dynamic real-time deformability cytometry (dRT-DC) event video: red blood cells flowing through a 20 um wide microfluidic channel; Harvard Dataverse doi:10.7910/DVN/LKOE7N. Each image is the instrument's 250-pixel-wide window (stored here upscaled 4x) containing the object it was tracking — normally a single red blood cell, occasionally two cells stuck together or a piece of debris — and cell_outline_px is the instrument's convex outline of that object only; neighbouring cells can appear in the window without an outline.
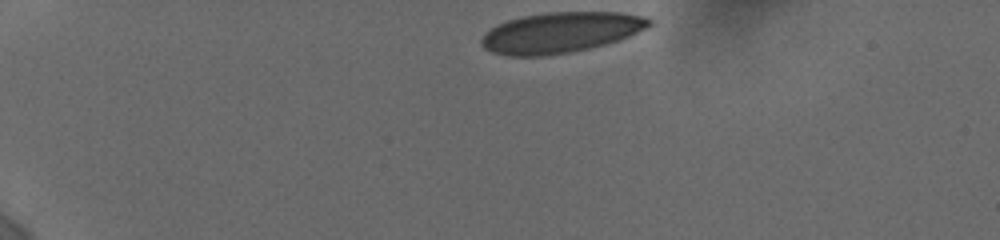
{"species": "human", "species_latin": "Homo sapiens", "temperature_condition": "cold", "stored_images_in_passage": 17, "camera_frame_rate_fps": 3000, "um_per_image_px": 0.085, "donor": {"sex": "female"}, "frame": {"image": 1, "passage_image": 1, "time_ms": 0.0, "image_size_px": [1000, 240], "cell_outline_px": [[652, 24], [648, 28], [628, 36], [604, 44], [588, 48], [568, 52], [544, 56], [508, 56], [492, 52], [484, 48], [480, 44], [480, 40], [484, 32], [488, 28], [496, 24], [508, 20], [524, 16], [548, 12], [620, 12], [644, 16], [652, 20]], "centroid_in_image_um": [47.61, 2.75], "position_along_channel_um": 37.4, "area_um2": 39.71}}
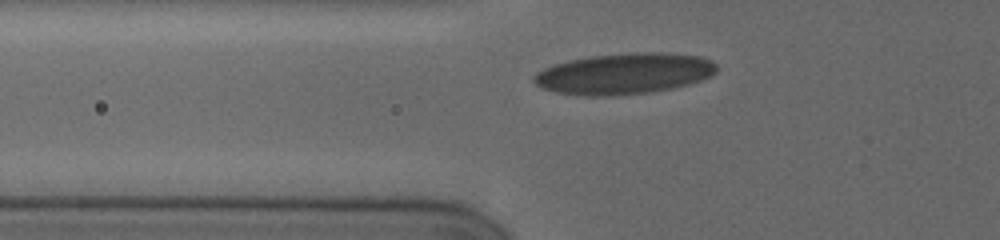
{"frame": {"image": 2, "passage_image": 16, "time_ms": 3.0, "image_size_px": [1000, 240], "cell_outline_px": [[716, 72], [712, 76], [688, 84], [672, 88], [648, 92], [608, 96], [588, 96], [556, 92], [540, 88], [532, 80], [532, 76], [536, 72], [544, 68], [568, 60], [588, 56], [636, 52], [660, 52], [700, 56], [712, 60], [716, 64]], "centroid_in_image_um": [53.04, 6.25], "position_along_channel_um": 72.8, "area_um2": 43.75}}